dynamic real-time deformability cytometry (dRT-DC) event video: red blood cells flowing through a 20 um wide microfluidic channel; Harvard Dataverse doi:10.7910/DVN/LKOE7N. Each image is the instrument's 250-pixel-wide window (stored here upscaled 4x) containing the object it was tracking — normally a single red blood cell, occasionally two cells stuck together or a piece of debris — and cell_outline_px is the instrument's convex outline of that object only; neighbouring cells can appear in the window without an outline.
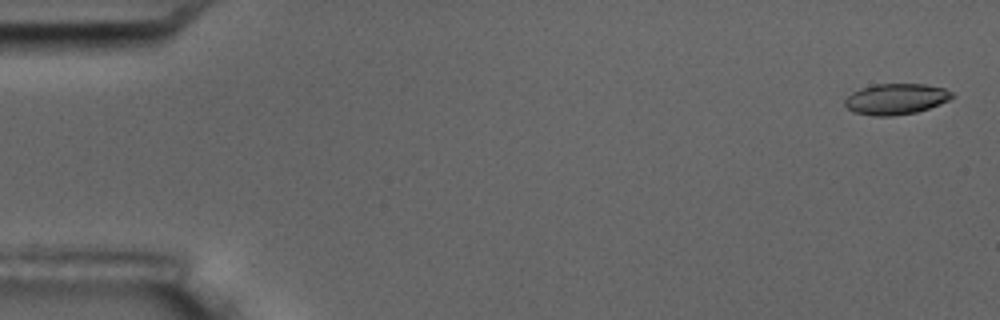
{"species": "common noctule bat (a hibernating species)", "species_latin": "Nyctalus noctula", "temperature_condition": "room temperature", "stored_images_in_passage": 6, "camera_frame_rate_fps": 3000, "um_per_image_px": 0.085, "animal": {"sex": "male", "body_mass_g": 17.5, "forearm_length_mm": 52.3}, "frame": {"image": 1, "passage_image": 1, "time_ms": 0.0, "image_size_px": [1000, 320], "cell_outline_px": [[952, 96], [948, 100], [940, 104], [916, 112], [892, 116], [872, 116], [852, 112], [844, 104], [844, 100], [852, 92], [860, 88], [876, 84], [924, 84], [944, 88], [952, 92]], "centroid_in_image_um": [76.11, 8.42], "position_along_channel_um": 8.9, "area_um2": 19.25}}
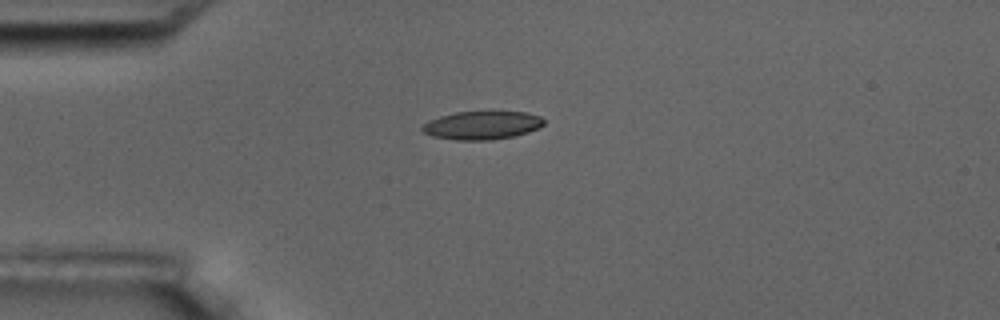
{"frame": {"image": 2, "passage_image": 4, "time_ms": 4.333, "image_size_px": [1000, 320], "cell_outline_px": [[544, 124], [540, 128], [528, 132], [512, 136], [492, 140], [456, 140], [432, 136], [424, 132], [420, 128], [424, 124], [440, 116], [456, 112], [528, 112], [540, 116], [544, 120]], "centroid_in_image_um": [41.0, 10.65], "position_along_channel_um": 44.0, "area_um2": 19.94}}